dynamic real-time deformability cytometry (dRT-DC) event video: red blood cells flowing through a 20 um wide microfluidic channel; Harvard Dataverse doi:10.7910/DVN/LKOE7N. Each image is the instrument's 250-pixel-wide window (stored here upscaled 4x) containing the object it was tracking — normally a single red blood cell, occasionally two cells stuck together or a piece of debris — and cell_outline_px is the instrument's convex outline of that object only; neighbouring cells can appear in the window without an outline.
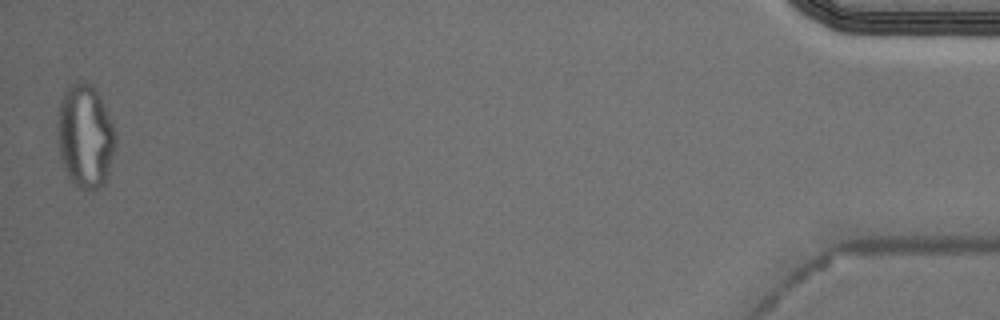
{"species": "Egyptian fruit bat (a non-hibernating species)", "species_latin": "Rousettus aegyptiacus", "temperature_condition": "cold", "stored_images_in_passage": 54, "camera_frame_rate_fps": 3000, "um_per_image_px": 0.085, "animal": {"sex": "male"}, "frame": {"image": 1, "passage_image": 54, "time_ms": 17.667, "image_size_px": [1000, 320], "cell_outline_px": [[116, 148], [108, 180], [104, 188], [92, 192], [84, 192], [76, 188], [68, 176], [64, 168], [60, 156], [56, 136], [56, 128], [60, 104], [64, 92], [68, 84], [88, 84], [100, 96], [112, 120], [116, 132]], "centroid_in_image_um": [7.27, 11.72], "position_along_channel_um": 427.9, "area_um2": 36.07}, "authors_computed_cell_mechanics": {"area_um2": 21.1259, "velocity_mm_per_s": 3.6715, "shape_relaxation_time_tau1_ms": null, "shape_relaxation_time_tau2_ms": 2.7566, "deformation_change_tau1": null, "deformation_change_tau2": 0.1035}}